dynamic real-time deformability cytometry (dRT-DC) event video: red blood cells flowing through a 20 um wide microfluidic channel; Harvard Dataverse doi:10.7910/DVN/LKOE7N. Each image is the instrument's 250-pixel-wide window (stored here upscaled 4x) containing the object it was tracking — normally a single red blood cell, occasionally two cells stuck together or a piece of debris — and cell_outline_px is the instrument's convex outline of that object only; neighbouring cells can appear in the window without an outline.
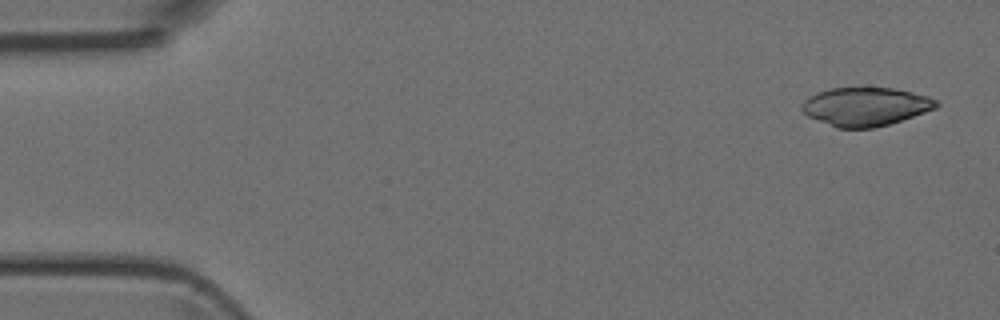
{"species": "Egyptian fruit bat (a non-hibernating species)", "species_latin": "Rousettus aegyptiacus", "temperature_condition": "room temperature", "stored_images_in_passage": 4, "camera_frame_rate_fps": 3000, "um_per_image_px": 0.085, "animal": {"sex": "female"}, "frame": {"image": 1, "passage_image": 1, "time_ms": 0.0, "image_size_px": [1000, 320], "cell_outline_px": [[940, 104], [936, 108], [876, 128], [836, 128], [808, 116], [800, 108], [804, 100], [816, 92], [832, 88], [892, 88], [912, 92], [928, 96], [936, 100]], "centroid_in_image_um": [73.55, 9.06], "position_along_channel_um": 11.5, "area_um2": 30.0}}
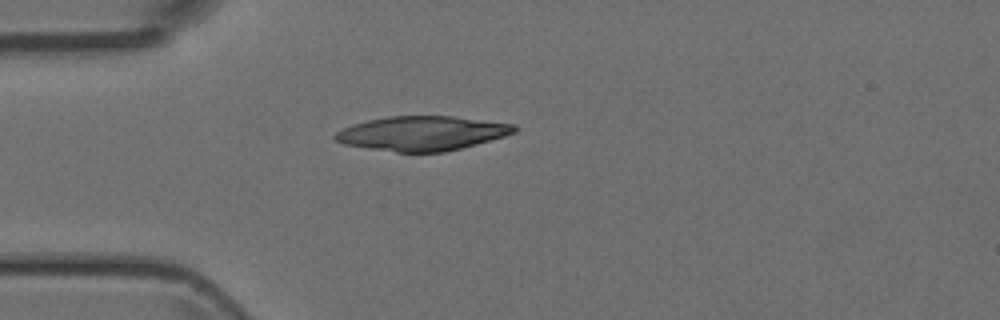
{"frame": {"image": 2, "passage_image": 4, "time_ms": 3.667, "image_size_px": [1000, 320], "cell_outline_px": [[520, 128], [516, 132], [504, 136], [476, 144], [444, 152], [396, 152], [344, 144], [336, 140], [332, 136], [336, 132], [352, 124], [368, 120], [388, 116], [452, 116], [516, 124]], "centroid_in_image_um": [35.9, 11.32], "position_along_channel_um": 49.1, "area_um2": 35.84}}